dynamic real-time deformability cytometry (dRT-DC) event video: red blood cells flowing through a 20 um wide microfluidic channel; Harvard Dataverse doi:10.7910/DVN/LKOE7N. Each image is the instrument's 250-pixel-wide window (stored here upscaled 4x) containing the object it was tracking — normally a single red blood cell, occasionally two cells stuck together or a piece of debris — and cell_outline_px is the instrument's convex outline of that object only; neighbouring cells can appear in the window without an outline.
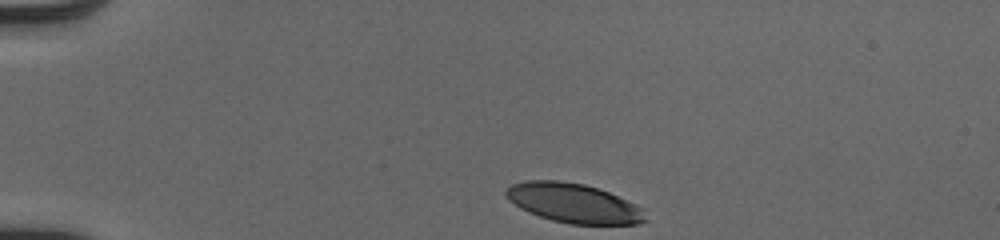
{"species": "human", "species_latin": "Homo sapiens", "temperature_condition": "cold", "stored_images_in_passage": 34, "camera_frame_rate_fps": 3000, "um_per_image_px": 0.085, "donor": {"sex": "male"}, "frame": {"image": 1, "passage_image": 1, "time_ms": 0.0, "image_size_px": [1000, 240], "cell_outline_px": [[648, 220], [640, 224], [568, 224], [552, 220], [528, 212], [520, 208], [508, 200], [504, 192], [512, 184], [524, 180], [560, 180], [584, 184], [608, 192], [636, 204], [644, 208]], "centroid_in_image_um": [48.77, 17.27], "position_along_channel_um": 36.2, "area_um2": 32.19}}
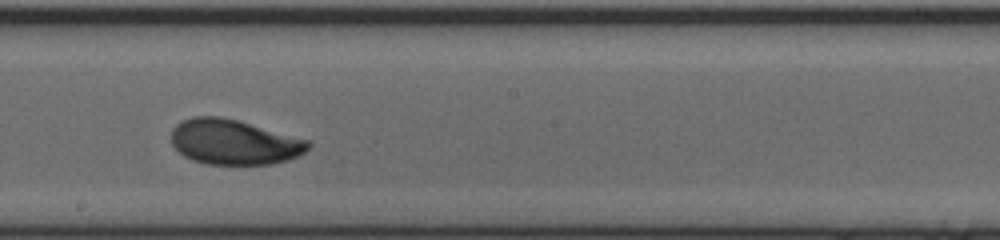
{"frame": {"image": 2, "passage_image": 20, "time_ms": 6.333, "image_size_px": [1000, 240], "cell_outline_px": [[312, 144], [304, 152], [288, 160], [272, 164], [208, 164], [192, 160], [184, 156], [172, 144], [172, 128], [180, 120], [192, 116], [220, 116], [236, 120], [308, 140]], "centroid_in_image_um": [19.85, 12.07], "position_along_channel_um": 228.3, "area_um2": 35.78}}
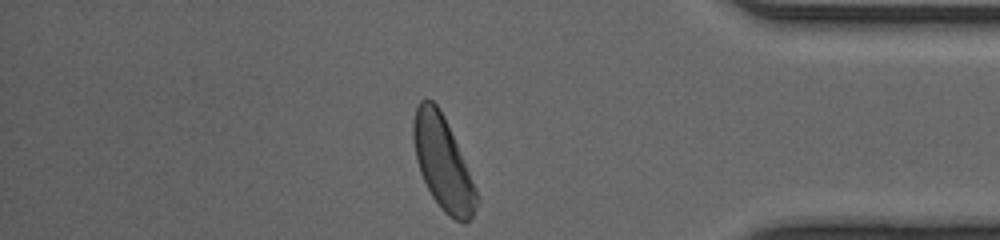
{"frame": {"image": 3, "passage_image": 34, "time_ms": 11.0, "image_size_px": [1000, 240], "cell_outline_px": [[480, 200], [472, 216], [464, 224], [448, 216], [440, 208], [432, 196], [420, 172], [416, 160], [412, 140], [412, 120], [416, 108], [420, 100], [424, 96], [432, 100], [440, 108], [444, 116]], "centroid_in_image_um": [37.6, 13.84], "position_along_channel_um": 397.6, "area_um2": 34.04}, "authors_computed_cell_mechanics": {"area_um2": 35.1135, "velocity_mm_per_s": 4.0755, "shape_relaxation_time_tau1_ms": 2.5857, "shape_relaxation_time_tau2_ms": 2.7107, "deformation_change_tau1": 0.1475, "deformation_change_tau2": 0.0732}}